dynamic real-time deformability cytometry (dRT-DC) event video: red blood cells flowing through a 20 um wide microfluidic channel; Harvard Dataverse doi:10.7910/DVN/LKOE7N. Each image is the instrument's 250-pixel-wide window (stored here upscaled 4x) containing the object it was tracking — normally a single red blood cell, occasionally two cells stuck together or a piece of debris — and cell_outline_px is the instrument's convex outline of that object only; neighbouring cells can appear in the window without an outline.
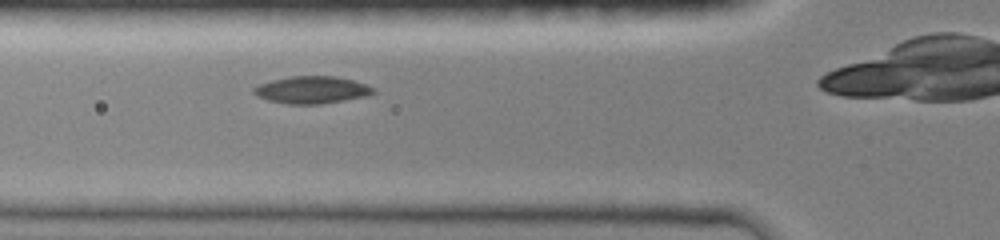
{"species": "common noctule bat (a hibernating species)", "species_latin": "Nyctalus noctula", "temperature_condition": "room temperature", "stored_images_in_passage": 4, "camera_frame_rate_fps": 3000, "um_per_image_px": 0.085, "animal": {"sex": "female", "body_mass_g": 19.0, "forearm_length_mm": 51.5}, "frame": {"image": 1, "passage_image": 4, "time_ms": 2.0, "image_size_px": [1000, 240], "cell_outline_px": [[376, 92], [364, 96], [344, 100], [320, 104], [288, 104], [268, 100], [256, 96], [252, 92], [252, 88], [260, 84], [272, 80], [288, 76], [336, 76], [352, 80], [376, 88]], "centroid_in_image_um": [26.47, 7.63], "position_along_channel_um": 99.3, "area_um2": 18.96}}